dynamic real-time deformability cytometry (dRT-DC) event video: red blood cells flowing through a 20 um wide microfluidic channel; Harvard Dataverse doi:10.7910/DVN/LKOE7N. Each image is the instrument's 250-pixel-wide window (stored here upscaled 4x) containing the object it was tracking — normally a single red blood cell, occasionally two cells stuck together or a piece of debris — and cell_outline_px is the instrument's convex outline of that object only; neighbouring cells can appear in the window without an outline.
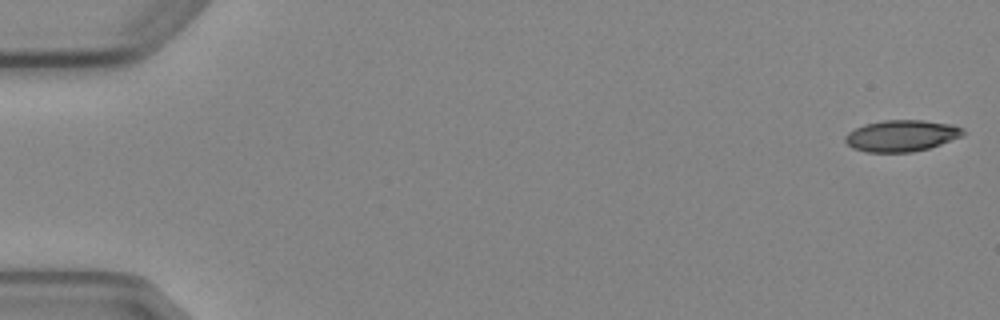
{"species": "Egyptian fruit bat (a non-hibernating species)", "species_latin": "Rousettus aegyptiacus", "temperature_condition": "cold", "stored_images_in_passage": 7, "camera_frame_rate_fps": 3000, "um_per_image_px": 0.085, "animal": {"sex": "female"}, "frame": {"image": 1, "passage_image": 1, "time_ms": 0.0, "image_size_px": [1000, 320], "cell_outline_px": [[964, 136], [928, 148], [912, 152], [864, 152], [852, 148], [844, 140], [844, 136], [848, 132], [864, 124], [884, 120], [924, 120], [952, 124], [964, 128]], "centroid_in_image_um": [76.63, 11.53], "position_along_channel_um": 8.4, "area_um2": 21.73}}
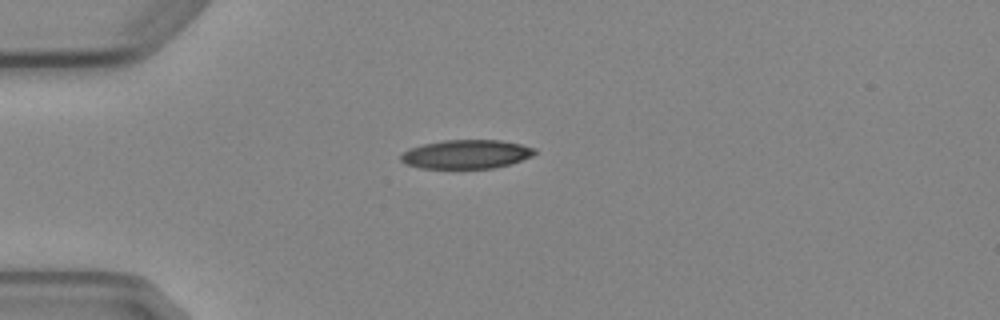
{"frame": {"image": 2, "passage_image": 4, "time_ms": 4.333, "image_size_px": [1000, 320], "cell_outline_px": [[536, 152], [532, 156], [512, 164], [492, 168], [420, 168], [408, 164], [400, 160], [400, 156], [408, 148], [424, 144], [444, 140], [500, 140], [520, 144], [536, 148]], "centroid_in_image_um": [39.66, 13.11], "position_along_channel_um": 45.3, "area_um2": 22.48}}
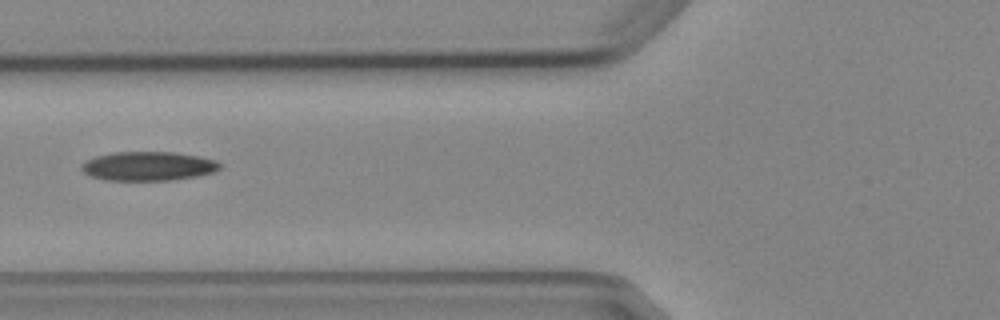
{"frame": {"image": 3, "passage_image": 6, "time_ms": 6.667, "image_size_px": [1000, 320], "cell_outline_px": [[220, 168], [212, 172], [200, 176], [172, 180], [104, 180], [92, 176], [84, 172], [80, 168], [80, 164], [84, 160], [96, 156], [112, 152], [172, 152], [196, 156], [216, 160], [220, 164]], "centroid_in_image_um": [12.56, 14.12], "position_along_channel_um": 113.2, "area_um2": 23.47}}